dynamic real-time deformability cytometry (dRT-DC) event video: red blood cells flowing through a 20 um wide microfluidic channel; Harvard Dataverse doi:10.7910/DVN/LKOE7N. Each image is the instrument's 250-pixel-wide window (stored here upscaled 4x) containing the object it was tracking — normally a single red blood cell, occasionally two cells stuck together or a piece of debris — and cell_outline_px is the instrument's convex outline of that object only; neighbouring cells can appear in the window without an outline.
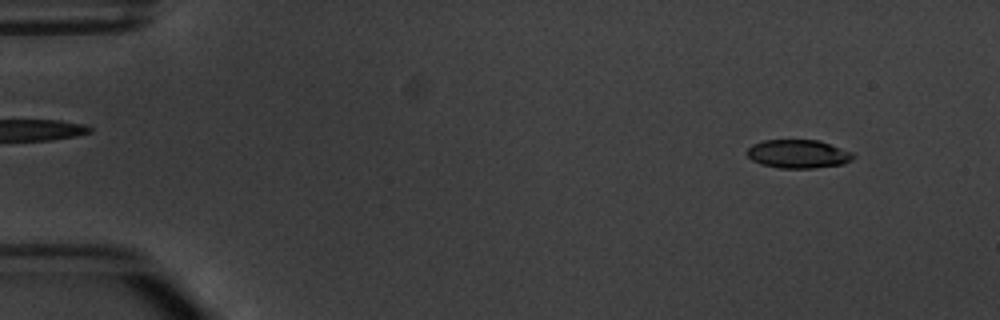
{"species": "common noctule bat (a hibernating species)", "species_latin": "Nyctalus noctula", "temperature_condition": "warm", "stored_images_in_passage": 4, "camera_frame_rate_fps": 3000, "um_per_image_px": 0.085, "animal": {"sex": "male", "body_mass_g": 20.1, "forearm_length_mm": 53.5}, "frame": {"image": 1, "passage_image": 1, "time_ms": 0.0, "image_size_px": [1000, 320], "cell_outline_px": [[856, 156], [852, 160], [844, 164], [816, 168], [780, 168], [760, 164], [752, 160], [744, 152], [752, 144], [764, 140], [820, 140], [852, 152]], "centroid_in_image_um": [67.85, 13.09], "position_along_channel_um": 17.2, "area_um2": 17.86}}